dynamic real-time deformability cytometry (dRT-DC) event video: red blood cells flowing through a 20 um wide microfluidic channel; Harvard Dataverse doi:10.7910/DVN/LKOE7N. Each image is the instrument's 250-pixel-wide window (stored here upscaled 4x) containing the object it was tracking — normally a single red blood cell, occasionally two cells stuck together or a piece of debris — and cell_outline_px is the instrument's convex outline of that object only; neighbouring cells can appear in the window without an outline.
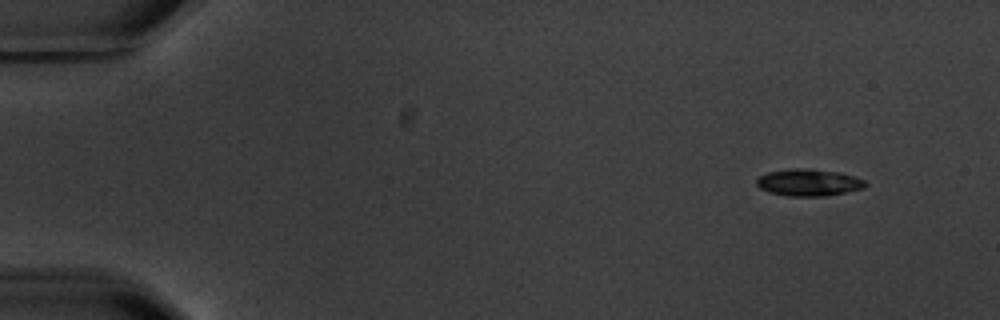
{"species": "common noctule bat (a hibernating species)", "species_latin": "Nyctalus noctula", "temperature_condition": "warm", "stored_images_in_passage": 4, "camera_frame_rate_fps": 3000, "um_per_image_px": 0.085, "animal": {"sex": "male", "body_mass_g": 20.1, "forearm_length_mm": 53.5}, "frame": {"image": 1, "passage_image": 1, "time_ms": 0.0, "image_size_px": [1000, 320], "cell_outline_px": [[868, 184], [864, 188], [824, 196], [788, 196], [768, 192], [760, 188], [756, 184], [756, 180], [760, 176], [768, 172], [792, 168], [812, 168], [840, 172], [864, 180]], "centroid_in_image_um": [68.72, 15.5], "position_along_channel_um": 16.3, "area_um2": 17.11}}